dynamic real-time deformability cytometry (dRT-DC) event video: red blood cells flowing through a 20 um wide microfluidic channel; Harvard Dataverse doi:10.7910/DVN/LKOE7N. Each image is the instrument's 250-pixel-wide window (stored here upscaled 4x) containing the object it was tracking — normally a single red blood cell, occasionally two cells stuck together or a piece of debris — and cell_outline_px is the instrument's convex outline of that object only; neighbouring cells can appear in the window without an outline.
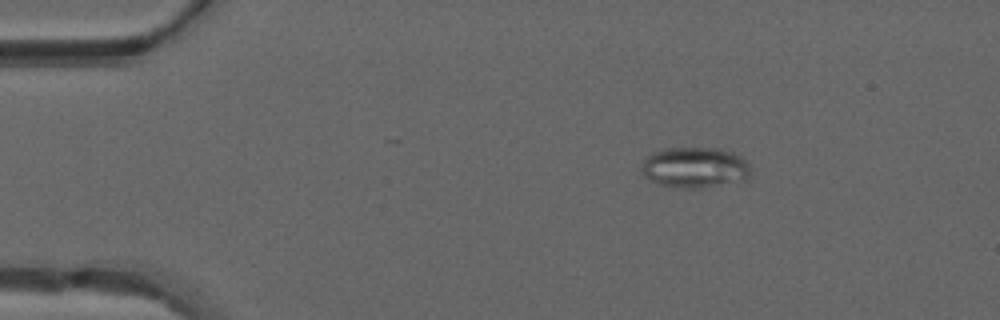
{"species": "common noctule bat (a hibernating species)", "species_latin": "Nyctalus noctula", "temperature_condition": "warm", "stored_images_in_passage": 49, "camera_frame_rate_fps": 3000, "um_per_image_px": 0.085, "animal": {"sex": "male", "forearm_length_mm": 52.5}, "frame": {"image": 1, "passage_image": 8, "time_ms": 2.333, "image_size_px": [1000, 320], "cell_outline_px": [[752, 172], [744, 180], [700, 188], [684, 188], [660, 184], [644, 176], [640, 168], [644, 160], [652, 152], [668, 148], [720, 148], [732, 152], [740, 156], [748, 164]], "centroid_in_image_um": [59.06, 14.22], "position_along_channel_um": 25.9, "area_um2": 25.72}}
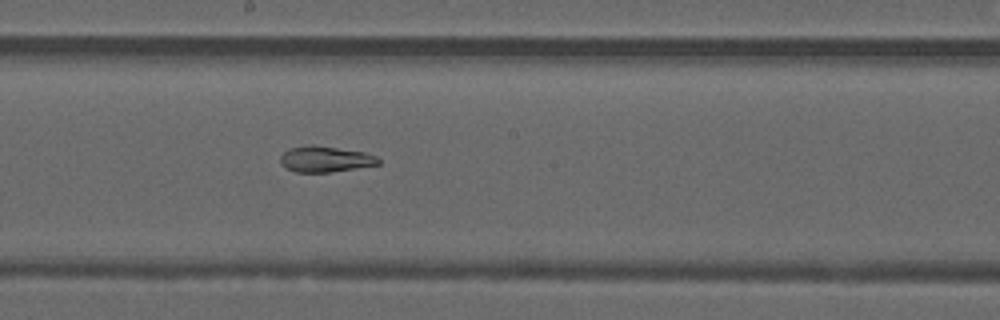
{"frame": {"image": 2, "passage_image": 27, "time_ms": 8.667, "image_size_px": [1000, 320], "cell_outline_px": [[380, 164], [332, 172], [296, 172], [280, 164], [280, 156], [288, 148], [308, 144], [312, 144], [364, 152], [376, 156], [380, 160]], "centroid_in_image_um": [27.63, 13.51], "position_along_channel_um": 220.6, "area_um2": 14.85}}
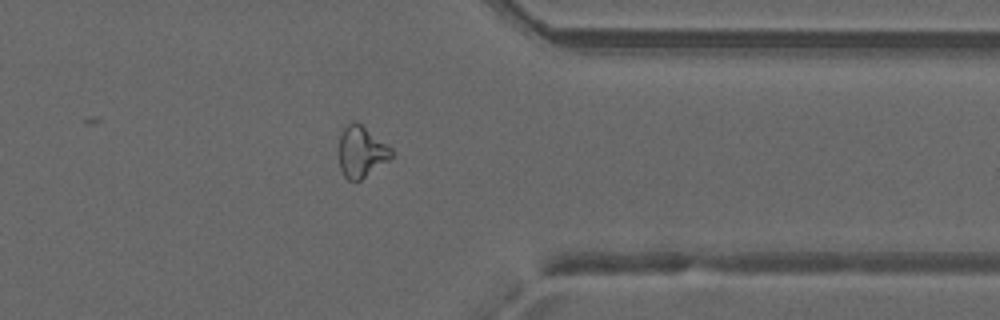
{"frame": {"image": 3, "passage_image": 39, "time_ms": 12.667, "image_size_px": [1000, 320], "cell_outline_px": [[392, 156], [388, 160], [360, 180], [348, 180], [344, 176], [340, 168], [340, 132], [352, 120], [356, 120], [392, 148]], "centroid_in_image_um": [30.7, 12.87], "position_along_channel_um": 380.7, "area_um2": 15.43}, "authors_computed_cell_mechanics": {"area_um2": 18.7272, "velocity_mm_per_s": 4.2049, "shape_relaxation_time_tau1_ms": null, "shape_relaxation_time_tau2_ms": 2.2305, "deformation_change_tau1": null, "deformation_change_tau2": 0.0815}}